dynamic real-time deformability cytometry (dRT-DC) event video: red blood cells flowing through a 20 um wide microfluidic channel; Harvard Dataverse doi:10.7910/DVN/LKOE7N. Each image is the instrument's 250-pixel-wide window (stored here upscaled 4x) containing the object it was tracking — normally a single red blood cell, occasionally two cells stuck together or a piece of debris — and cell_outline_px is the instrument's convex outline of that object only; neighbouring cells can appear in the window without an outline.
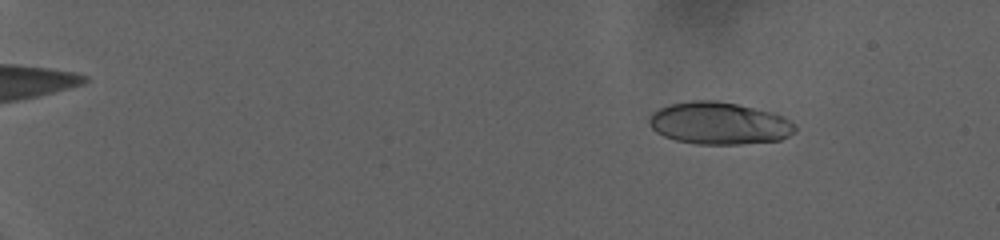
{"species": "human", "species_latin": "Homo sapiens", "temperature_condition": "warm", "stored_images_in_passage": 82, "camera_frame_rate_fps": 3000, "um_per_image_px": 0.085, "donor": {"sex": "female"}, "frame": {"image": 1, "passage_image": 13, "time_ms": 4.0, "image_size_px": [1000, 240], "cell_outline_px": [[796, 128], [788, 136], [780, 140], [740, 144], [696, 144], [676, 140], [664, 136], [656, 132], [652, 128], [648, 120], [652, 112], [660, 108], [672, 104], [692, 100], [716, 100], [776, 112], [784, 116], [796, 124]], "centroid_in_image_um": [61.15, 10.47], "position_along_channel_um": 23.8, "area_um2": 36.07}}
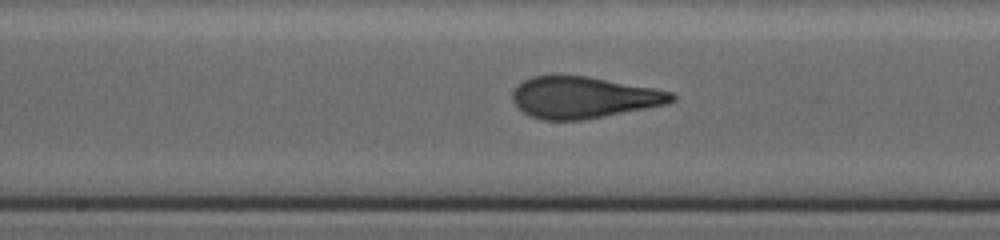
{"frame": {"image": 2, "passage_image": 50, "time_ms": 16.333, "image_size_px": [1000, 240], "cell_outline_px": [[676, 100], [668, 104], [580, 120], [544, 120], [528, 116], [512, 100], [512, 92], [524, 80], [532, 76], [588, 76], [652, 88], [672, 92], [676, 96]], "centroid_in_image_um": [49.61, 8.28], "position_along_channel_um": 198.6, "area_um2": 38.09}}
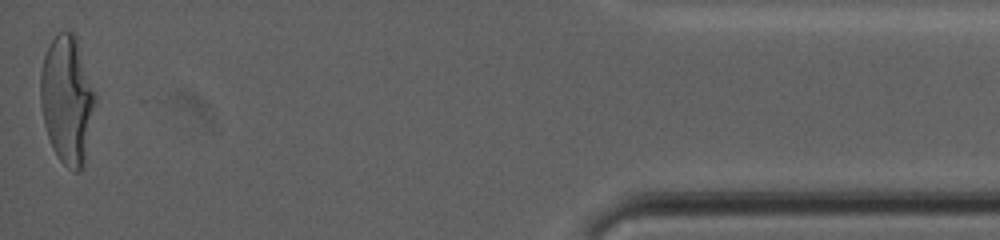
{"frame": {"image": 3, "passage_image": 82, "time_ms": 27.0, "image_size_px": [1000, 240], "cell_outline_px": [[96, 100], [84, 164], [80, 172], [72, 172], [60, 160], [52, 148], [44, 124], [40, 104], [40, 72], [44, 56], [52, 40], [60, 32], [72, 32], [76, 36], [96, 96]], "centroid_in_image_um": [5.7, 8.51], "position_along_channel_um": 429.5, "area_um2": 40.69}, "authors_computed_cell_mechanics": {"area_um2": 37.4255, "velocity_mm_per_s": 2.7403, "shape_relaxation_time_tau1_ms": 7.3293, "shape_relaxation_time_tau2_ms": null, "deformation_change_tau1": 0.278, "deformation_change_tau2": null}}